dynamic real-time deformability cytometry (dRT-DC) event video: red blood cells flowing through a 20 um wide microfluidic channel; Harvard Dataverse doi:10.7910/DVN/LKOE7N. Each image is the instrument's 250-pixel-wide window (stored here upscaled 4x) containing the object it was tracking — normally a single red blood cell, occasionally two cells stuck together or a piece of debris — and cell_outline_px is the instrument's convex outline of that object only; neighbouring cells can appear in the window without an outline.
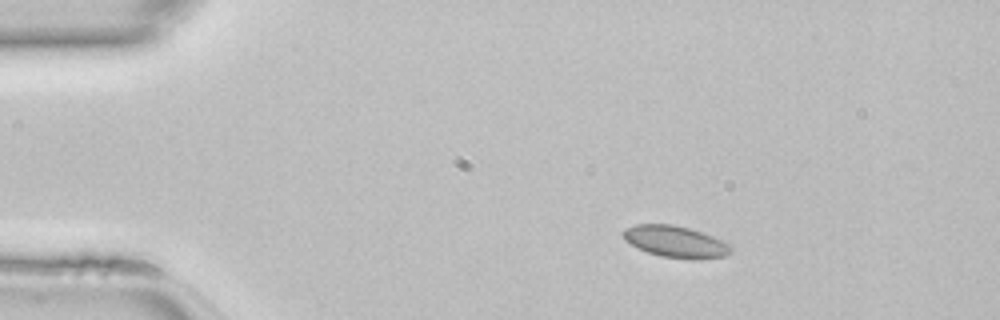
{"species": "common noctule bat (a hibernating species)", "species_latin": "Nyctalus noctula", "temperature_condition": "room temperature", "stored_images_in_passage": 40, "camera_frame_rate_fps": 3000, "um_per_image_px": 0.085, "animal": {"sex": "female", "body_mass_g": 22.7, "forearm_length_mm": 54.2}, "frame": {"image": 1, "passage_image": 1, "time_ms": 0.0, "image_size_px": [1000, 320], "cell_outline_px": [[732, 252], [724, 256], [692, 260], [660, 256], [648, 252], [624, 240], [624, 228], [636, 224], [672, 224], [688, 228], [712, 236], [728, 244], [732, 248]], "centroid_in_image_um": [57.42, 20.55], "position_along_channel_um": 27.6, "area_um2": 19.59}}
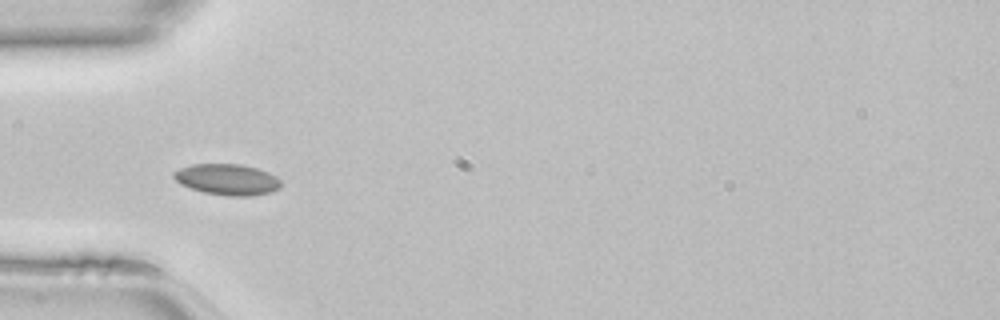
{"frame": {"image": 2, "passage_image": 8, "time_ms": 2.333, "image_size_px": [1000, 320], "cell_outline_px": [[280, 188], [272, 192], [252, 196], [228, 196], [204, 192], [180, 184], [172, 176], [172, 172], [180, 168], [192, 164], [240, 164], [256, 168], [268, 172], [276, 176], [280, 180]], "centroid_in_image_um": [19.32, 15.26], "position_along_channel_um": 65.7, "area_um2": 19.42}}
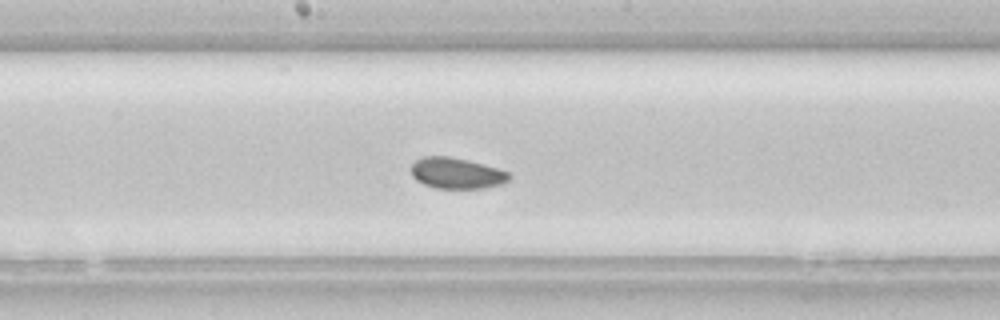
{"frame": {"image": 3, "passage_image": 18, "time_ms": 5.667, "image_size_px": [1000, 320], "cell_outline_px": [[512, 176], [504, 184], [484, 188], [436, 188], [424, 184], [416, 180], [412, 176], [412, 164], [420, 156], [448, 156], [468, 160], [484, 164], [508, 172]], "centroid_in_image_um": [38.82, 14.72], "position_along_channel_um": 209.4, "area_um2": 17.74}}